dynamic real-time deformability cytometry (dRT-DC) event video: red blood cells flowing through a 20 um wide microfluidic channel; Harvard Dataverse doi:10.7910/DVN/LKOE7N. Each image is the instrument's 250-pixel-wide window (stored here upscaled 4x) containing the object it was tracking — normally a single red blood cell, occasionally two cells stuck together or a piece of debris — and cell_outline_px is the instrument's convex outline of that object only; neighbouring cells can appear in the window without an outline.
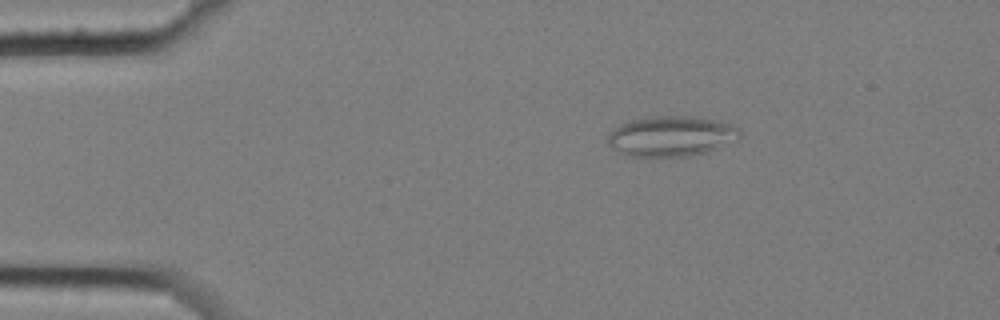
{"species": "common noctule bat (a hibernating species)", "species_latin": "Nyctalus noctula", "temperature_condition": "cold", "stored_images_in_passage": 5, "camera_frame_rate_fps": 3000, "um_per_image_px": 0.085, "animal": {"sex": "female", "body_mass_g": 25.1}, "frame": {"image": 1, "passage_image": 3, "time_ms": 0.667, "image_size_px": [1000, 320], "cell_outline_px": [[740, 136], [736, 140], [716, 148], [704, 152], [688, 156], [628, 156], [612, 148], [608, 144], [608, 136], [620, 124], [632, 120], [652, 116], [688, 116], [720, 120], [732, 124], [740, 128]], "centroid_in_image_um": [57.08, 11.56], "position_along_channel_um": 27.9, "area_um2": 30.81}}